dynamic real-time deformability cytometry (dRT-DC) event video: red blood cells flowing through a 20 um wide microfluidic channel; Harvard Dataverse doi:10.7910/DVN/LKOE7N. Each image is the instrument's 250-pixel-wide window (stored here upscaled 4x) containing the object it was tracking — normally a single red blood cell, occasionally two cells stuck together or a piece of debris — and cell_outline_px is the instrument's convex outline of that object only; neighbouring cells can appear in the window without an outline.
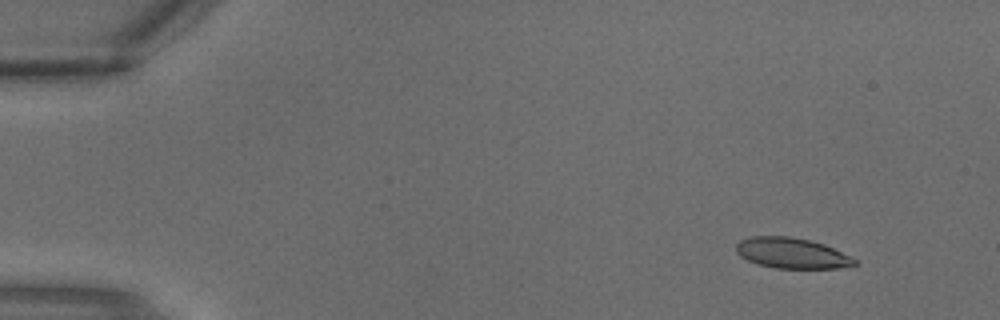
{"species": "common noctule bat (a hibernating species)", "species_latin": "Nyctalus noctula", "temperature_condition": "warm", "stored_images_in_passage": 4, "camera_frame_rate_fps": 3000, "um_per_image_px": 0.085, "animal": {"sex": "male", "body_mass_g": 18.8}, "frame": {"image": 1, "passage_image": 2, "time_ms": 0.333, "image_size_px": [1000, 320], "cell_outline_px": [[856, 264], [840, 268], [776, 268], [760, 264], [748, 260], [740, 256], [736, 252], [736, 244], [740, 240], [752, 236], [792, 236], [824, 244], [856, 260]], "centroid_in_image_um": [67.25, 21.51], "position_along_channel_um": 17.7, "area_um2": 20.81}}
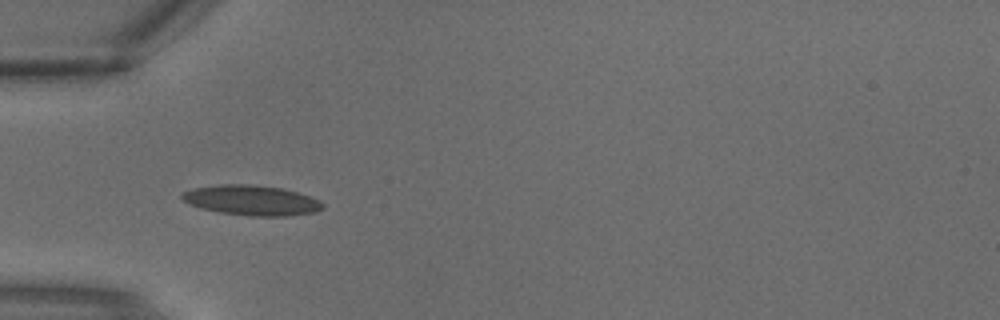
{"frame": {"image": 2, "passage_image": 4, "time_ms": 1.0, "image_size_px": [1000, 320], "cell_outline_px": [[324, 208], [316, 212], [288, 216], [248, 216], [220, 212], [200, 208], [188, 204], [180, 196], [184, 192], [192, 188], [220, 184], [252, 184], [280, 188], [296, 192], [320, 200], [324, 204]], "centroid_in_image_um": [21.38, 17.03], "position_along_channel_um": 63.6, "area_um2": 24.74}}